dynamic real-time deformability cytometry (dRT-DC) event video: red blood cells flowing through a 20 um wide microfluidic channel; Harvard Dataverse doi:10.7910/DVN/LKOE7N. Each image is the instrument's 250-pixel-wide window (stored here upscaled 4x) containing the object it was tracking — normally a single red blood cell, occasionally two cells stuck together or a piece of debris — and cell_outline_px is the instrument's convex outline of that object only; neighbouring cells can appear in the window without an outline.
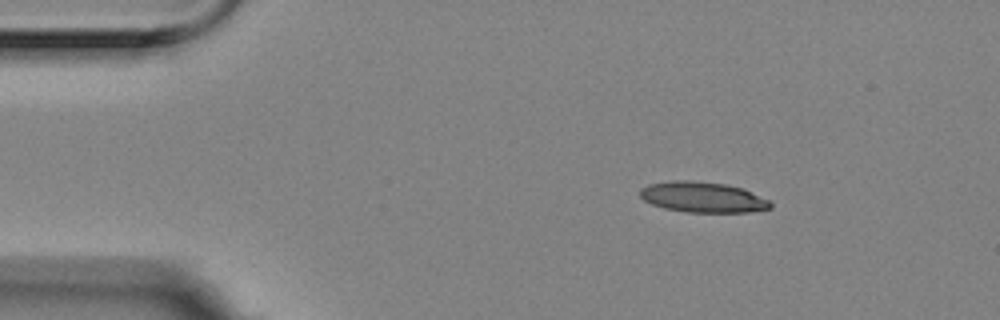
{"species": "Egyptian fruit bat (a non-hibernating species)", "species_latin": "Rousettus aegyptiacus", "temperature_condition": "room temperature", "stored_images_in_passage": 4, "camera_frame_rate_fps": 3000, "um_per_image_px": 0.085, "animal": {"sex": "female"}, "frame": {"image": 1, "passage_image": 2, "time_ms": 0.333, "image_size_px": [1000, 320], "cell_outline_px": [[772, 208], [748, 212], [688, 212], [664, 208], [652, 204], [644, 200], [640, 196], [640, 188], [648, 184], [672, 180], [692, 180], [728, 184], [744, 188], [768, 200], [772, 204]], "centroid_in_image_um": [59.73, 16.74], "position_along_channel_um": 25.3, "area_um2": 23.35}}